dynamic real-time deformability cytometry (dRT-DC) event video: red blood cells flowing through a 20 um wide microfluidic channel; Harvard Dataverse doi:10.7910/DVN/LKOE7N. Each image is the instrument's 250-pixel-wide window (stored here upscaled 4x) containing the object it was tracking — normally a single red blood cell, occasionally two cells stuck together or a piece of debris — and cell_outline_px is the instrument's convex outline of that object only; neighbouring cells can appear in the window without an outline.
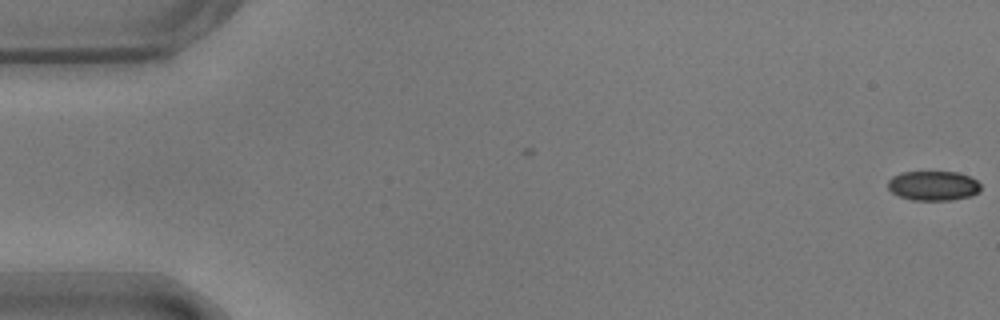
{"species": "common noctule bat (a hibernating species)", "species_latin": "Nyctalus noctula", "temperature_condition": "warm", "stored_images_in_passage": 3, "camera_frame_rate_fps": 3000, "um_per_image_px": 0.085, "animal": {"sex": "male", "body_mass_g": 17.9}, "frame": {"image": 1, "passage_image": 3, "time_ms": 0.667, "image_size_px": [1000, 320], "cell_outline_px": [[980, 192], [972, 196], [952, 200], [912, 200], [900, 196], [892, 192], [888, 188], [888, 180], [892, 176], [900, 172], [956, 172], [968, 176], [976, 180], [980, 184]], "centroid_in_image_um": [79.33, 15.79], "position_along_channel_um": 5.7, "area_um2": 16.07}}